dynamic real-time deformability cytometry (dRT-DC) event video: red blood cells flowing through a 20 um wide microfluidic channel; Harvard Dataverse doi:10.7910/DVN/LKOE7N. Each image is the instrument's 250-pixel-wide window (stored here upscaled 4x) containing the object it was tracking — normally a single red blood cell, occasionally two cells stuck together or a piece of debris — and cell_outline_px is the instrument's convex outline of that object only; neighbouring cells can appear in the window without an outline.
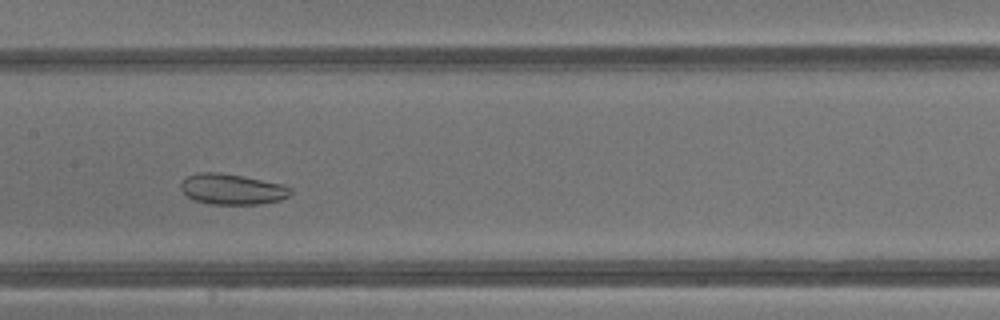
{"species": "common noctule bat (a hibernating species)", "species_latin": "Nyctalus noctula", "temperature_condition": "warm", "stored_images_in_passage": 39, "camera_frame_rate_fps": 3000, "um_per_image_px": 0.085, "animal": {"sex": "male", "body_mass_g": 13.3}, "frame": {"image": 1, "passage_image": 18, "time_ms": 5.667, "image_size_px": [1000, 320], "cell_outline_px": [[292, 196], [280, 200], [256, 204], [212, 204], [192, 200], [180, 188], [180, 184], [184, 176], [200, 172], [220, 172], [244, 176], [284, 184], [292, 188]], "centroid_in_image_um": [19.74, 16.07], "position_along_channel_um": 187.7, "area_um2": 19.94}}
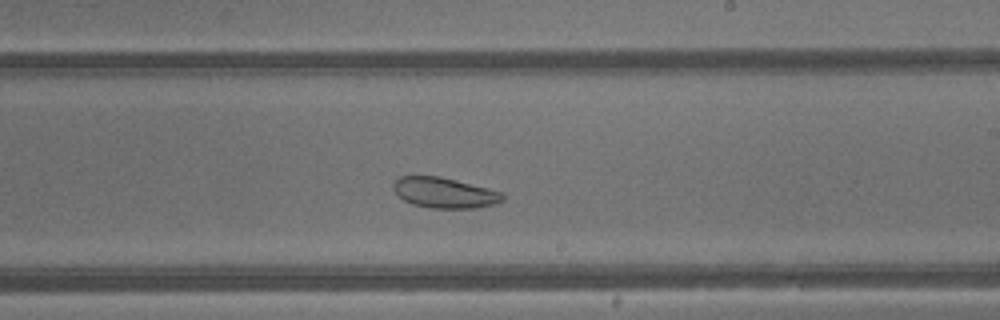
{"frame": {"image": 2, "passage_image": 22, "time_ms": 7.0, "image_size_px": [1000, 320], "cell_outline_px": [[504, 200], [496, 204], [476, 208], [432, 208], [412, 204], [404, 200], [392, 188], [392, 184], [400, 176], [440, 176], [504, 192]], "centroid_in_image_um": [37.81, 16.38], "position_along_channel_um": 251.2, "area_um2": 19.48}}
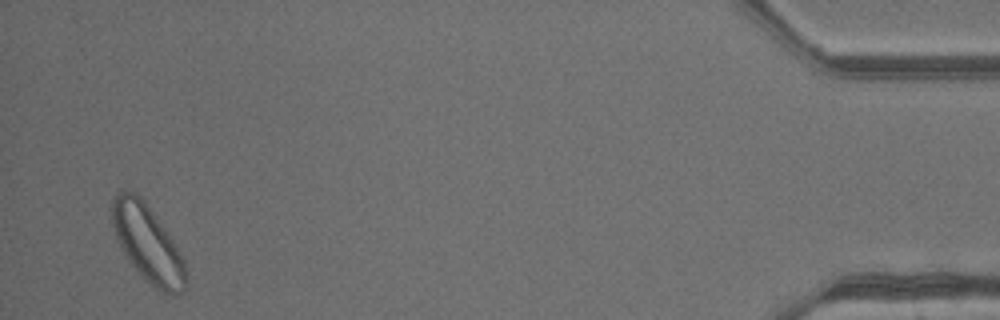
{"frame": {"image": 3, "passage_image": 38, "time_ms": 12.333, "image_size_px": [1000, 320], "cell_outline_px": [[188, 288], [176, 296], [172, 296], [156, 288], [144, 280], [128, 260], [120, 248], [116, 240], [112, 224], [112, 196], [120, 192], [136, 192], [144, 200], [172, 240], [184, 260], [188, 272]], "centroid_in_image_um": [12.57, 20.77], "position_along_channel_um": 422.6, "area_um2": 33.29}, "authors_computed_cell_mechanics": {"area_um2": 27.5128, "velocity_mm_per_s": 4.7981, "shape_relaxation_time_tau1_ms": null, "shape_relaxation_time_tau2_ms": 2.9683, "deformation_change_tau1": null, "deformation_change_tau2": 0.0945}}